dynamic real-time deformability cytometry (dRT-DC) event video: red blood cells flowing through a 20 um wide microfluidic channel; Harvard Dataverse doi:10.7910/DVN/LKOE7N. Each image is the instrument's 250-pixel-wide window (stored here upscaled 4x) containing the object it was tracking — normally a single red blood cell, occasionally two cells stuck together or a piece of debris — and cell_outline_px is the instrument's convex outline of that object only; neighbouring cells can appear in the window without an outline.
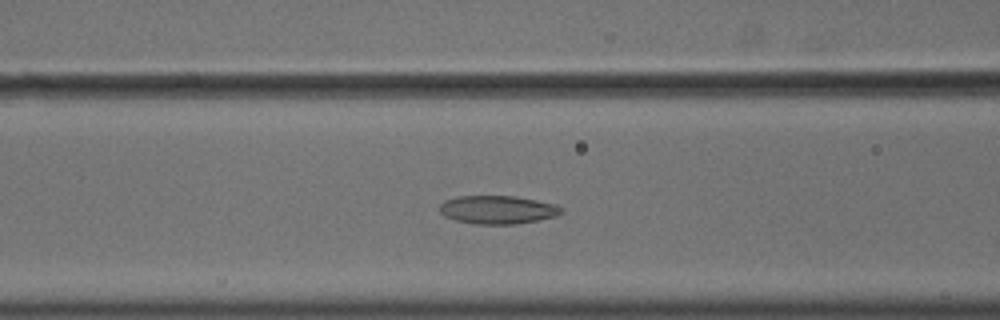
{"species": "common noctule bat (a hibernating species)", "species_latin": "Nyctalus noctula", "temperature_condition": "cold", "stored_images_in_passage": 56, "camera_frame_rate_fps": 3000, "um_per_image_px": 0.085, "animal": {"sex": "male", "body_mass_g": 18.8}, "frame": {"image": 1, "passage_image": 24, "time_ms": 7.667, "image_size_px": [1000, 320], "cell_outline_px": [[564, 212], [556, 216], [516, 224], [476, 224], [456, 220], [444, 216], [440, 212], [440, 204], [444, 200], [456, 196], [516, 196], [556, 204]], "centroid_in_image_um": [42.28, 17.82], "position_along_channel_um": 124.3, "area_um2": 20.06}}
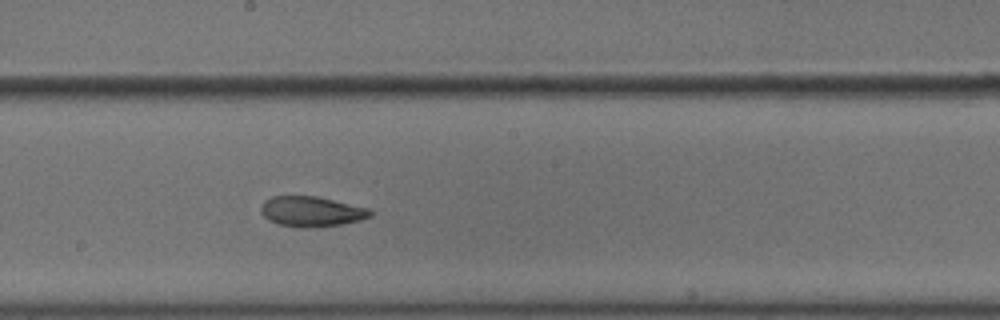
{"frame": {"image": 2, "passage_image": 32, "time_ms": 10.333, "image_size_px": [1000, 320], "cell_outline_px": [[372, 216], [360, 220], [340, 224], [308, 228], [300, 228], [276, 224], [268, 220], [260, 212], [260, 208], [264, 200], [272, 196], [316, 196], [368, 208], [372, 212]], "centroid_in_image_um": [26.42, 17.98], "position_along_channel_um": 221.8, "area_um2": 19.31}}
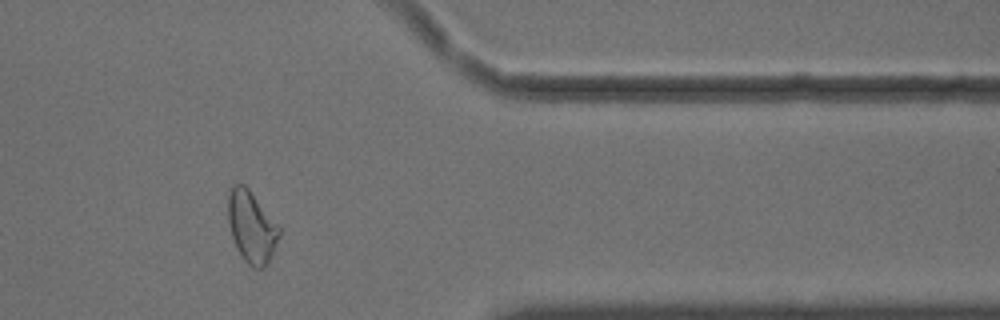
{"frame": {"image": 3, "passage_image": 47, "time_ms": 15.333, "image_size_px": [1000, 320], "cell_outline_px": [[280, 236], [268, 264], [264, 268], [252, 268], [244, 260], [236, 248], [228, 224], [228, 196], [232, 184], [244, 184], [248, 188], [280, 228]], "centroid_in_image_um": [21.37, 19.31], "position_along_channel_um": 390.0, "area_um2": 21.27}, "authors_computed_cell_mechanics": {"area_um2": 21.6461, "velocity_mm_per_s": 3.6452, "shape_relaxation_time_tau1_ms": null, "shape_relaxation_time_tau2_ms": 3.7442, "deformation_change_tau1": null, "deformation_change_tau2": 0.0886}}